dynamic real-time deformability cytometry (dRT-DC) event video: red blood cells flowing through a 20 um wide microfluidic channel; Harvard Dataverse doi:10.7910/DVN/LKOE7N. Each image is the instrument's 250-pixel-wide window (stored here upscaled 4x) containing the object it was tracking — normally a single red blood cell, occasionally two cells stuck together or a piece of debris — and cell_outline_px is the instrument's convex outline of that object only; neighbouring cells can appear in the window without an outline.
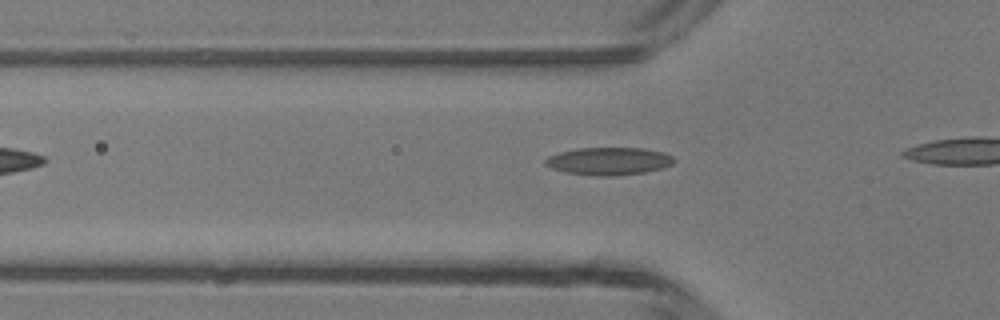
{"species": "common noctule bat (a hibernating species)", "species_latin": "Nyctalus noctula", "temperature_condition": "room temperature", "stored_images_in_passage": 6, "camera_frame_rate_fps": 3000, "um_per_image_px": 0.085, "animal": {"sex": "male", "body_mass_g": 13.3}, "frame": {"image": 1, "passage_image": 3, "time_ms": 2.333, "image_size_px": [1000, 320], "cell_outline_px": [[676, 160], [672, 164], [664, 168], [644, 172], [612, 176], [596, 176], [568, 172], [552, 168], [544, 164], [544, 160], [548, 156], [560, 152], [580, 148], [644, 148], [664, 152], [672, 156]], "centroid_in_image_um": [51.78, 13.69], "position_along_channel_um": 74.0, "area_um2": 20.69}}
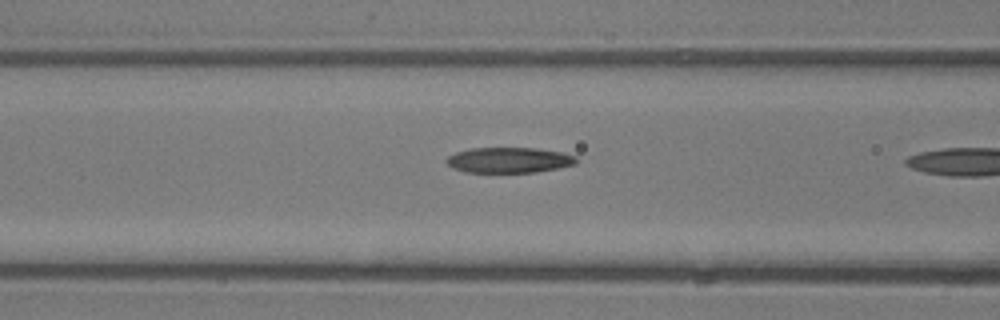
{"frame": {"image": 2, "passage_image": 5, "time_ms": 4.667, "image_size_px": [1000, 320], "cell_outline_px": [[576, 164], [536, 172], [464, 172], [448, 164], [444, 160], [448, 156], [456, 152], [472, 148], [536, 148], [560, 152], [576, 156]], "centroid_in_image_um": [43.25, 13.6], "position_along_channel_um": 123.3, "area_um2": 19.07}}